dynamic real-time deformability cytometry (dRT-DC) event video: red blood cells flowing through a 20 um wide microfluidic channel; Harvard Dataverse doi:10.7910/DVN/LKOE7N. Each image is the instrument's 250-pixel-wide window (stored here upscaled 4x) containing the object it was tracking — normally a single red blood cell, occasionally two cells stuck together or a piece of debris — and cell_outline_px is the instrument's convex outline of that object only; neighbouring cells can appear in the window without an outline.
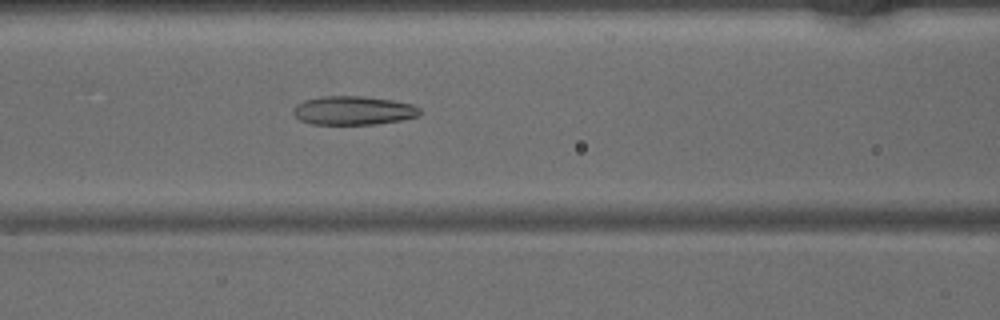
{"species": "common noctule bat (a hibernating species)", "species_latin": "Nyctalus noctula", "temperature_condition": "warm", "stored_images_in_passage": 45, "camera_frame_rate_fps": 3000, "um_per_image_px": 0.085, "animal": {"sex": "male", "body_mass_g": 15.6}, "frame": {"image": 1, "passage_image": 18, "time_ms": 5.667, "image_size_px": [1000, 320], "cell_outline_px": [[420, 116], [400, 120], [376, 124], [312, 124], [300, 120], [292, 112], [292, 108], [296, 104], [304, 100], [324, 96], [364, 96], [392, 100], [412, 104], [420, 108]], "centroid_in_image_um": [30.02, 9.39], "position_along_channel_um": 136.6, "area_um2": 21.27}}
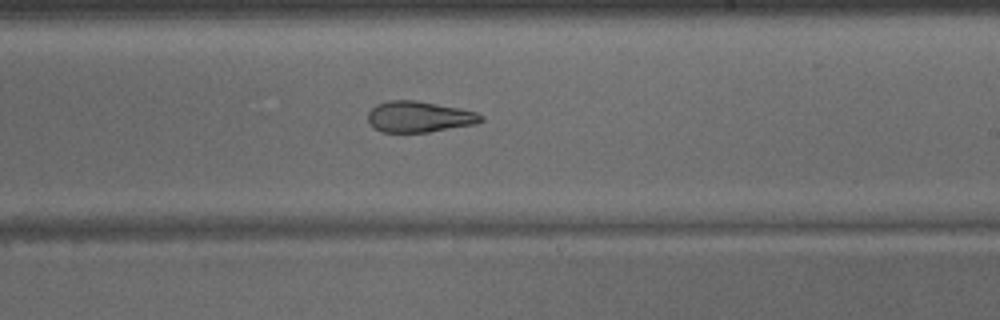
{"frame": {"image": 2, "passage_image": 26, "time_ms": 8.333, "image_size_px": [1000, 320], "cell_outline_px": [[484, 120], [476, 124], [428, 132], [380, 132], [368, 120], [368, 112], [376, 104], [388, 100], [416, 100], [460, 108], [476, 112], [484, 116]], "centroid_in_image_um": [35.65, 9.92], "position_along_channel_um": 253.3, "area_um2": 20.46}}
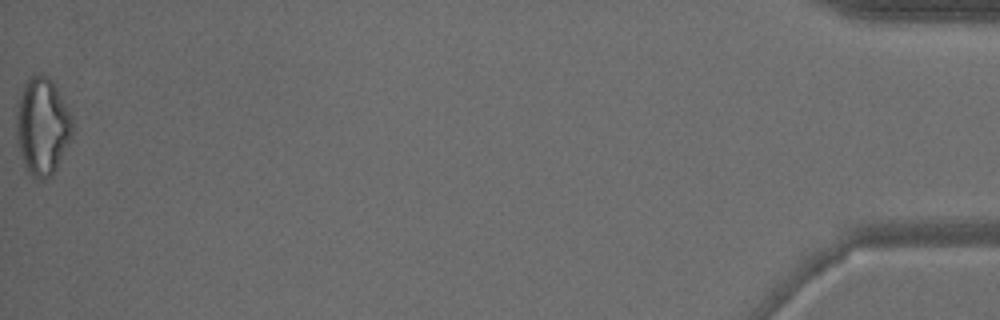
{"frame": {"image": 3, "passage_image": 45, "time_ms": 14.667, "image_size_px": [1000, 320], "cell_outline_px": [[72, 132], [56, 168], [52, 176], [44, 180], [36, 180], [24, 168], [16, 140], [16, 108], [24, 80], [36, 72], [44, 72], [52, 80], [72, 116]], "centroid_in_image_um": [3.55, 10.7], "position_along_channel_um": 431.7, "area_um2": 32.25}}